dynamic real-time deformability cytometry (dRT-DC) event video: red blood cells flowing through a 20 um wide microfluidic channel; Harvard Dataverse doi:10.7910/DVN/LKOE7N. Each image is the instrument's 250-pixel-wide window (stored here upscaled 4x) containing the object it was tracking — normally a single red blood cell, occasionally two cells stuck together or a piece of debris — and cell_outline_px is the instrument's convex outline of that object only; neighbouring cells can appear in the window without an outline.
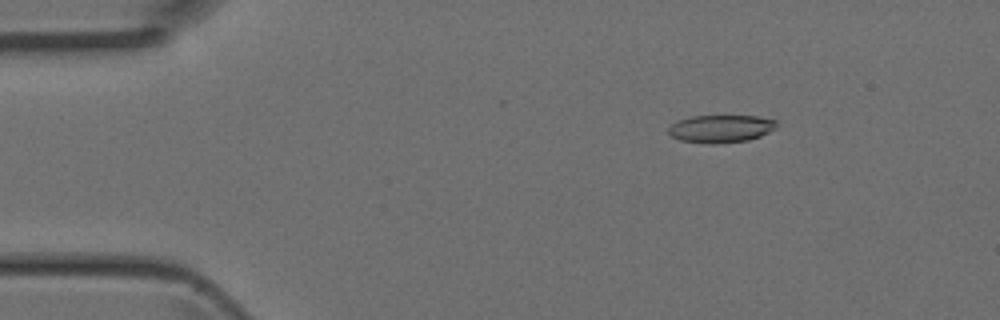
{"species": "Egyptian fruit bat (a non-hibernating species)", "species_latin": "Rousettus aegyptiacus", "temperature_condition": "room temperature", "stored_images_in_passage": 3, "camera_frame_rate_fps": 3000, "um_per_image_px": 0.085, "animal": {"sex": "female"}, "frame": {"image": 1, "passage_image": 2, "time_ms": 0.333, "image_size_px": [1000, 320], "cell_outline_px": [[780, 124], [776, 128], [760, 136], [748, 140], [716, 144], [712, 144], [680, 140], [672, 136], [668, 132], [668, 128], [676, 120], [692, 116], [756, 116], [776, 120]], "centroid_in_image_um": [61.28, 10.93], "position_along_channel_um": 23.7, "area_um2": 17.51}}